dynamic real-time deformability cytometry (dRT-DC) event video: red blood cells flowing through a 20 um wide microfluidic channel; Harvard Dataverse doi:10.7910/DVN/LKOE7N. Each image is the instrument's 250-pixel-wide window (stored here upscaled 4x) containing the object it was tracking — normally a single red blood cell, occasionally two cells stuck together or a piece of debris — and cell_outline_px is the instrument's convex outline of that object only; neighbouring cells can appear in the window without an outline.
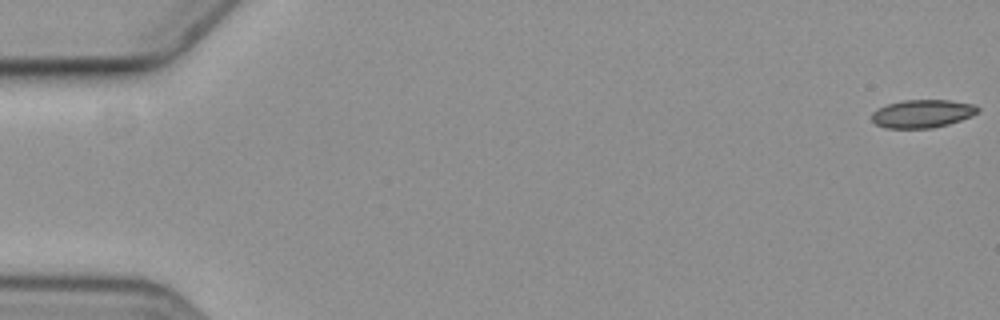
{"species": "common noctule bat (a hibernating species)", "species_latin": "Nyctalus noctula", "temperature_condition": "cold", "stored_images_in_passage": 59, "camera_frame_rate_fps": 3000, "um_per_image_px": 0.085, "animal": {"sex": "female", "body_mass_g": 19.3, "forearm_length_mm": 54.1}, "frame": {"image": 1, "passage_image": 1, "time_ms": 0.0, "image_size_px": [1000, 320], "cell_outline_px": [[980, 108], [972, 116], [948, 124], [932, 128], [884, 128], [876, 124], [872, 120], [872, 112], [888, 104], [904, 100], [948, 100], [976, 104]], "centroid_in_image_um": [78.41, 9.66], "position_along_channel_um": 6.6, "area_um2": 17.28}}
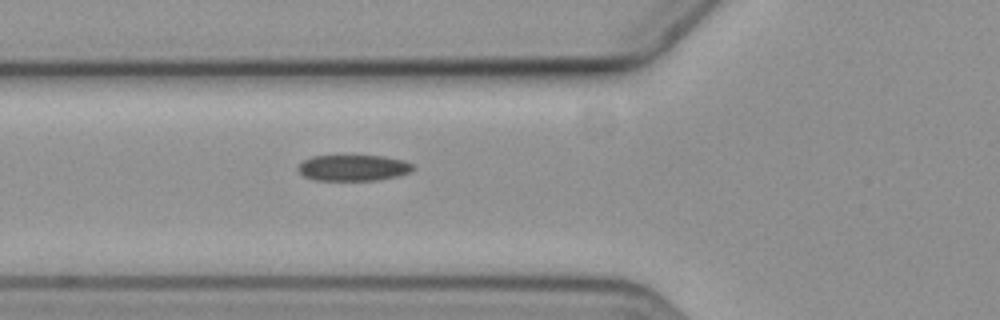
{"frame": {"image": 2, "passage_image": 22, "time_ms": 7.0, "image_size_px": [1000, 320], "cell_outline_px": [[416, 168], [408, 172], [396, 176], [376, 180], [312, 180], [304, 176], [296, 168], [304, 160], [312, 156], [384, 156], [404, 160], [412, 164]], "centroid_in_image_um": [30.02, 14.26], "position_along_channel_um": 95.8, "area_um2": 17.34}}
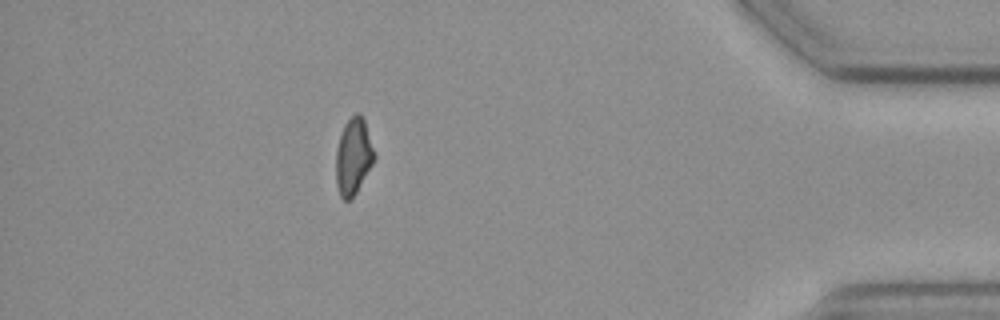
{"frame": {"image": 3, "passage_image": 52, "time_ms": 17.0, "image_size_px": [1000, 320], "cell_outline_px": [[376, 156], [372, 164], [356, 192], [348, 200], [344, 200], [340, 196], [336, 184], [336, 152], [340, 136], [344, 124], [356, 112], [360, 112], [364, 120]], "centroid_in_image_um": [30.03, 13.28], "position_along_channel_um": 405.2, "area_um2": 16.82}, "authors_computed_cell_mechanics": {"area_um2": 17.7446, "velocity_mm_per_s": 3.5886, "shape_relaxation_time_tau1_ms": 7.3323, "shape_relaxation_time_tau2_ms": 10.6011, "deformation_change_tau1": 0.1305, "deformation_change_tau2": 0.1642}}